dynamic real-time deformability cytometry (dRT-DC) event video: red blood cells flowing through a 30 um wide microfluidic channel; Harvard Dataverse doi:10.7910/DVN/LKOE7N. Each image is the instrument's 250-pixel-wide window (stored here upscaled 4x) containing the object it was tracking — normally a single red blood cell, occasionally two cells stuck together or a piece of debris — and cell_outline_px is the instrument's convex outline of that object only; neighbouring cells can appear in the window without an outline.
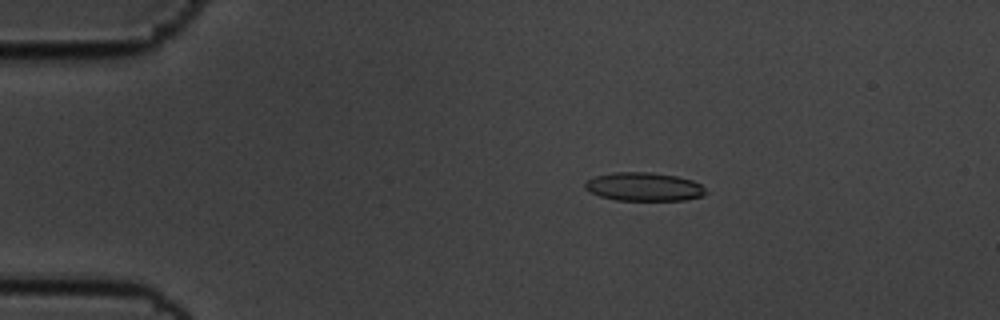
{"species": "common noctule bat (a hibernating species)", "species_latin": "Nyctalus noctula", "temperature_condition": "cold", "stored_images_in_passage": 57, "camera_frame_rate_fps": 3000, "um_per_image_px": 0.085, "animal": {"sex": "male", "body_mass_g": 19.5, "forearm_length_mm": 54.6}, "frame": {"image": 1, "passage_image": 11, "time_ms": 3.333, "image_size_px": [1000, 320], "cell_outline_px": [[708, 192], [704, 196], [684, 200], [616, 200], [600, 196], [588, 192], [584, 188], [584, 184], [588, 180], [596, 176], [612, 172], [648, 172], [676, 176], [692, 180], [700, 184]], "centroid_in_image_um": [54.73, 15.88], "position_along_channel_um": 30.3, "area_um2": 20.11}}
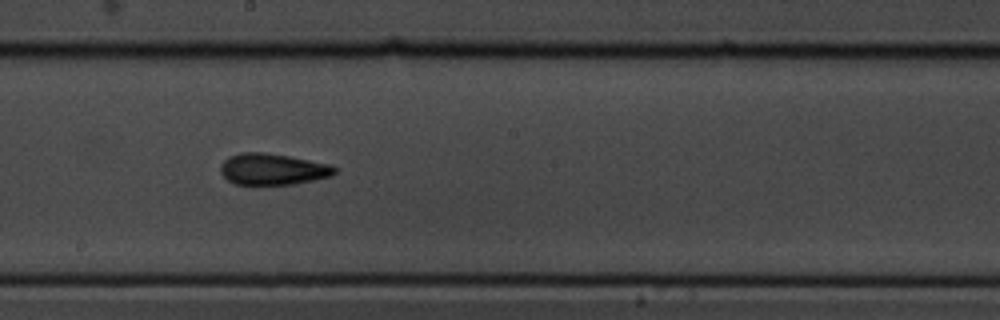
{"frame": {"image": 2, "passage_image": 32, "time_ms": 10.333, "image_size_px": [1000, 320], "cell_outline_px": [[336, 172], [332, 176], [292, 184], [232, 184], [220, 172], [220, 164], [228, 156], [240, 152], [264, 152], [288, 156], [328, 164], [336, 168]], "centroid_in_image_um": [23.12, 14.37], "position_along_channel_um": 225.1, "area_um2": 20.75}}
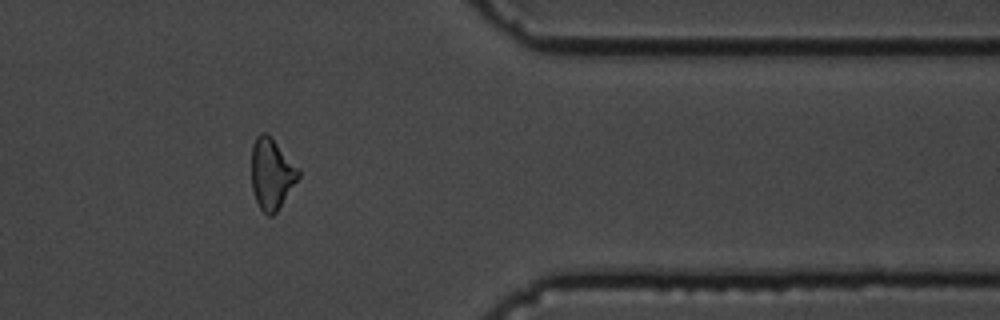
{"frame": {"image": 3, "passage_image": 47, "time_ms": 15.333, "image_size_px": [1000, 320], "cell_outline_px": [[300, 176], [276, 212], [272, 216], [268, 216], [260, 208], [256, 200], [252, 188], [252, 144], [256, 136], [260, 132], [264, 132], [276, 144], [300, 172]], "centroid_in_image_um": [23.05, 14.81], "position_along_channel_um": 388.3, "area_um2": 18.73}, "authors_computed_cell_mechanics": {"area_um2": 19.8254, "velocity_mm_per_s": 3.5688, "shape_relaxation_time_tau1_ms": 3.4633, "shape_relaxation_time_tau2_ms": 2.3041, "deformation_change_tau1": 0.1275, "deformation_change_tau2": 0.1095}}